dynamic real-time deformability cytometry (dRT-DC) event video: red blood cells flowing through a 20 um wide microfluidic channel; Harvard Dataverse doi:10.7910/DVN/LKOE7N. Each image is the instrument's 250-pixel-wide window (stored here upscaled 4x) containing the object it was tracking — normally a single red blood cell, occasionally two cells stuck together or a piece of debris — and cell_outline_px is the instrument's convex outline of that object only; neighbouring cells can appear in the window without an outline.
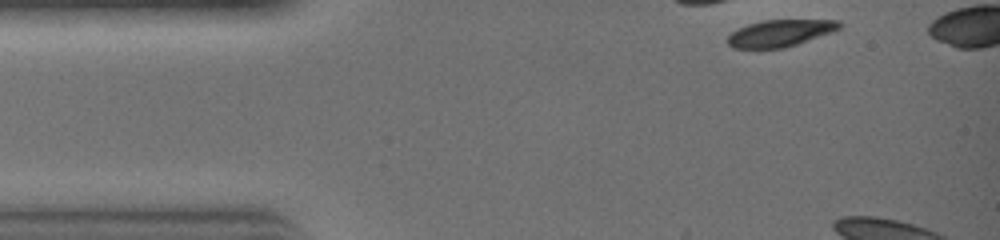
{"species": "common noctule bat (a hibernating species)", "species_latin": "Nyctalus noctula", "temperature_condition": "warm", "stored_images_in_passage": 4, "camera_frame_rate_fps": 3000, "um_per_image_px": 0.085, "animal": {"sex": "female", "body_mass_g": 19.0, "forearm_length_mm": 51.5}, "frame": {"image": 1, "passage_image": 1, "time_ms": 0.0, "image_size_px": [1000, 240], "cell_outline_px": [[840, 28], [796, 44], [780, 48], [736, 48], [728, 44], [728, 36], [732, 32], [748, 24], [764, 20], [840, 20]], "centroid_in_image_um": [66.27, 2.81], "position_along_channel_um": 18.7, "area_um2": 16.94}}